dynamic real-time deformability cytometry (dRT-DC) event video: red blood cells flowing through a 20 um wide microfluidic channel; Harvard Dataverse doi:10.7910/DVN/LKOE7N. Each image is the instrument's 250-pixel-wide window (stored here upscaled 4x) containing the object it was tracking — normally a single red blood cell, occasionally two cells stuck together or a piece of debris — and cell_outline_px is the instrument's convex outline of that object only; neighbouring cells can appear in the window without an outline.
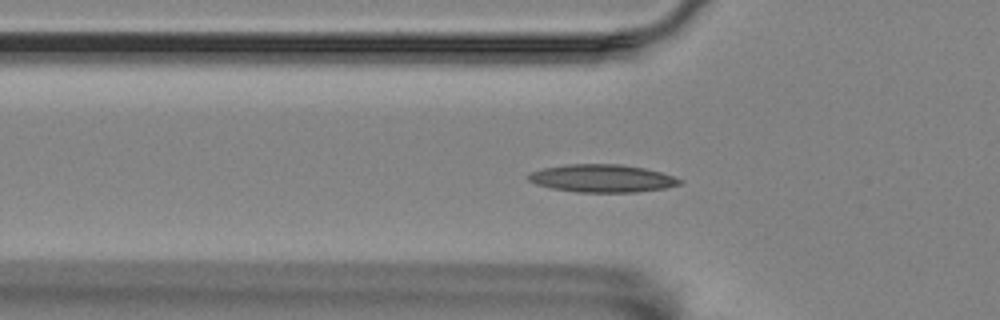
{"species": "Egyptian fruit bat (a non-hibernating species)", "species_latin": "Rousettus aegyptiacus", "temperature_condition": "room temperature", "stored_images_in_passage": 41, "camera_frame_rate_fps": 3000, "um_per_image_px": 0.085, "animal": {"sex": "female"}, "frame": {"image": 1, "passage_image": 2, "time_ms": 0.333, "image_size_px": [1000, 320], "cell_outline_px": [[684, 184], [664, 188], [636, 192], [576, 192], [552, 188], [536, 184], [528, 180], [528, 176], [532, 172], [544, 168], [564, 164], [620, 164], [644, 168], [660, 172], [684, 180]], "centroid_in_image_um": [51.21, 15.16], "position_along_channel_um": 74.6, "area_um2": 24.45}}
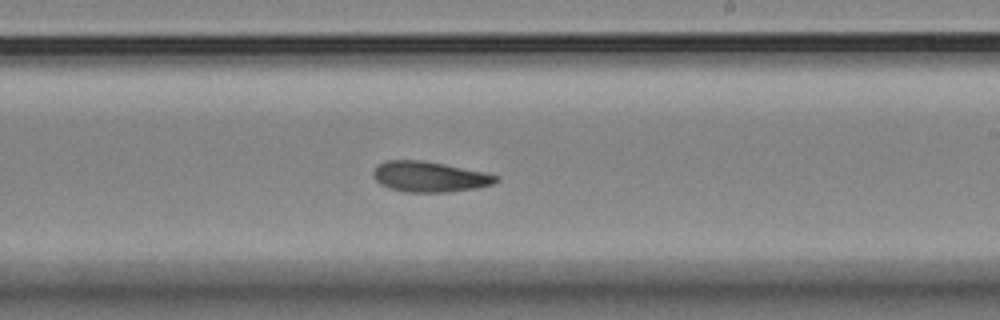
{"frame": {"image": 2, "passage_image": 17, "time_ms": 5.333, "image_size_px": [1000, 320], "cell_outline_px": [[500, 180], [492, 184], [476, 188], [448, 192], [404, 192], [380, 184], [372, 176], [372, 172], [376, 164], [388, 160], [424, 160], [484, 172], [500, 176]], "centroid_in_image_um": [36.49, 15.01], "position_along_channel_um": 252.5, "area_um2": 21.91}}
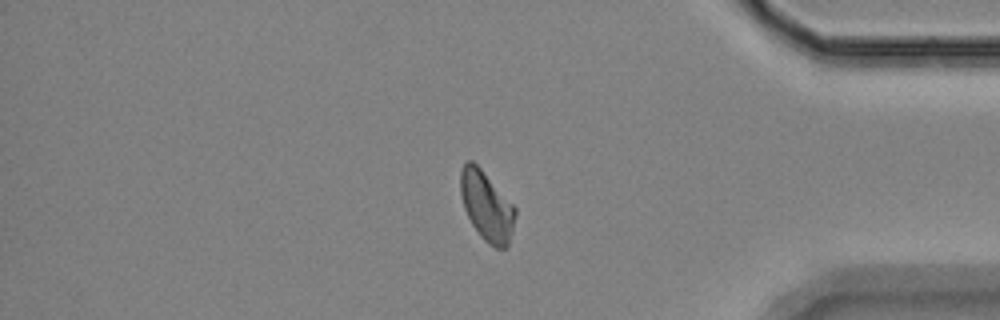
{"frame": {"image": 3, "passage_image": 31, "time_ms": 10.0, "image_size_px": [1000, 320], "cell_outline_px": [[516, 216], [508, 248], [496, 248], [488, 244], [480, 236], [472, 224], [464, 208], [460, 192], [460, 168], [464, 160], [472, 160], [480, 168], [516, 208]], "centroid_in_image_um": [41.35, 17.52], "position_along_channel_um": 393.8, "area_um2": 22.2}, "authors_computed_cell_mechanics": {"area_um2": 21.8484, "velocity_mm_per_s": 3.5399, "shape_relaxation_time_tau1_ms": null, "shape_relaxation_time_tau2_ms": 4.2812, "deformation_change_tau1": null, "deformation_change_tau2": 0.0999}}